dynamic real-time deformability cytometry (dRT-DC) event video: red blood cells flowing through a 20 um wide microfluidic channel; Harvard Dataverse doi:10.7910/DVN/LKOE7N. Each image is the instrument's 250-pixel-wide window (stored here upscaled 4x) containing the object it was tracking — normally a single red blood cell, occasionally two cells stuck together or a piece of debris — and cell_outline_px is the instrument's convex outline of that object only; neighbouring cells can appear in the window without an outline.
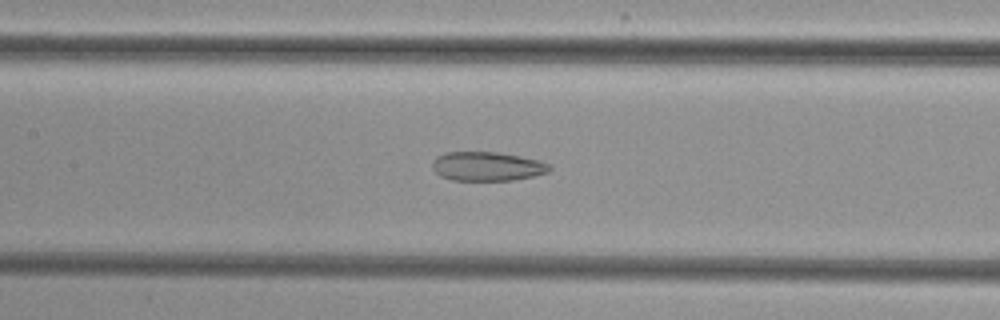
{"species": "common noctule bat (a hibernating species)", "species_latin": "Nyctalus noctula", "temperature_condition": "cold", "stored_images_in_passage": 33, "camera_frame_rate_fps": 3000, "um_per_image_px": 0.085, "animal": {"sex": "female", "body_mass_g": 29.2, "forearm_length_mm": 56.3}, "frame": {"image": 1, "passage_image": 18, "time_ms": 5.667, "image_size_px": [1000, 320], "cell_outline_px": [[552, 168], [548, 172], [532, 176], [512, 180], [452, 180], [440, 176], [432, 168], [432, 160], [436, 156], [444, 152], [496, 152], [520, 156], [540, 160], [552, 164]], "centroid_in_image_um": [41.41, 14.13], "position_along_channel_um": 166.0, "area_um2": 20.0}}
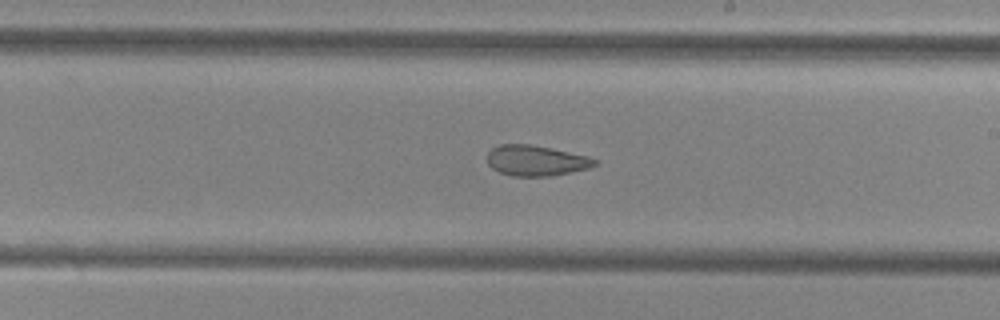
{"frame": {"image": 2, "passage_image": 24, "time_ms": 7.667, "image_size_px": [1000, 320], "cell_outline_px": [[600, 164], [588, 168], [552, 176], [512, 176], [500, 172], [492, 168], [488, 164], [488, 152], [492, 148], [500, 144], [532, 144], [552, 148], [588, 156], [600, 160]], "centroid_in_image_um": [45.6, 13.64], "position_along_channel_um": 243.4, "area_um2": 19.31}}
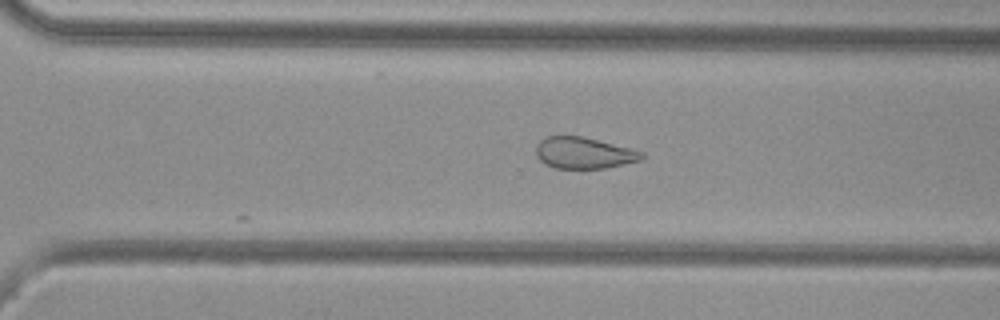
{"frame": {"image": 3, "passage_image": 30, "time_ms": 9.667, "image_size_px": [1000, 320], "cell_outline_px": [[644, 156], [640, 160], [624, 164], [604, 168], [552, 168], [544, 164], [536, 156], [536, 144], [540, 140], [548, 136], [584, 136], [632, 148], [644, 152]], "centroid_in_image_um": [49.62, 12.99], "position_along_channel_um": 321.0, "area_um2": 19.54}}